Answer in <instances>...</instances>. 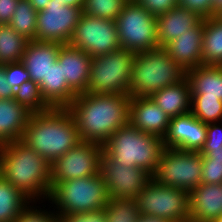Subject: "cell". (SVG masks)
Wrapping results in <instances>:
<instances>
[{"label": "cell", "mask_w": 222, "mask_h": 222, "mask_svg": "<svg viewBox=\"0 0 222 222\" xmlns=\"http://www.w3.org/2000/svg\"><path fill=\"white\" fill-rule=\"evenodd\" d=\"M178 5L199 14L204 19L212 17V0H178Z\"/></svg>", "instance_id": "f35d334b"}, {"label": "cell", "mask_w": 222, "mask_h": 222, "mask_svg": "<svg viewBox=\"0 0 222 222\" xmlns=\"http://www.w3.org/2000/svg\"><path fill=\"white\" fill-rule=\"evenodd\" d=\"M29 202L24 194L0 176V222H14Z\"/></svg>", "instance_id": "4316f807"}, {"label": "cell", "mask_w": 222, "mask_h": 222, "mask_svg": "<svg viewBox=\"0 0 222 222\" xmlns=\"http://www.w3.org/2000/svg\"><path fill=\"white\" fill-rule=\"evenodd\" d=\"M21 140L50 164L81 142L76 123L66 108L31 114Z\"/></svg>", "instance_id": "3957f363"}, {"label": "cell", "mask_w": 222, "mask_h": 222, "mask_svg": "<svg viewBox=\"0 0 222 222\" xmlns=\"http://www.w3.org/2000/svg\"><path fill=\"white\" fill-rule=\"evenodd\" d=\"M202 154L164 148L152 179L159 184L190 192L201 184Z\"/></svg>", "instance_id": "30bf717a"}, {"label": "cell", "mask_w": 222, "mask_h": 222, "mask_svg": "<svg viewBox=\"0 0 222 222\" xmlns=\"http://www.w3.org/2000/svg\"><path fill=\"white\" fill-rule=\"evenodd\" d=\"M29 205V206H28ZM14 220V222H59V216L49 210L35 209L30 202ZM55 213V214H54Z\"/></svg>", "instance_id": "836d02e7"}, {"label": "cell", "mask_w": 222, "mask_h": 222, "mask_svg": "<svg viewBox=\"0 0 222 222\" xmlns=\"http://www.w3.org/2000/svg\"><path fill=\"white\" fill-rule=\"evenodd\" d=\"M19 0H0V24H8Z\"/></svg>", "instance_id": "60d3db41"}, {"label": "cell", "mask_w": 222, "mask_h": 222, "mask_svg": "<svg viewBox=\"0 0 222 222\" xmlns=\"http://www.w3.org/2000/svg\"><path fill=\"white\" fill-rule=\"evenodd\" d=\"M59 222H107L105 208L96 211L58 215Z\"/></svg>", "instance_id": "8d00e7d4"}, {"label": "cell", "mask_w": 222, "mask_h": 222, "mask_svg": "<svg viewBox=\"0 0 222 222\" xmlns=\"http://www.w3.org/2000/svg\"><path fill=\"white\" fill-rule=\"evenodd\" d=\"M155 17L172 10L178 5V0H135Z\"/></svg>", "instance_id": "74e56055"}, {"label": "cell", "mask_w": 222, "mask_h": 222, "mask_svg": "<svg viewBox=\"0 0 222 222\" xmlns=\"http://www.w3.org/2000/svg\"><path fill=\"white\" fill-rule=\"evenodd\" d=\"M5 75L7 84L13 89H17L23 83L31 81L26 67L21 62L5 65Z\"/></svg>", "instance_id": "e575fe53"}, {"label": "cell", "mask_w": 222, "mask_h": 222, "mask_svg": "<svg viewBox=\"0 0 222 222\" xmlns=\"http://www.w3.org/2000/svg\"><path fill=\"white\" fill-rule=\"evenodd\" d=\"M150 98L170 117L191 111V90L188 79L153 93Z\"/></svg>", "instance_id": "cb8c5ba5"}, {"label": "cell", "mask_w": 222, "mask_h": 222, "mask_svg": "<svg viewBox=\"0 0 222 222\" xmlns=\"http://www.w3.org/2000/svg\"><path fill=\"white\" fill-rule=\"evenodd\" d=\"M201 183L222 184V161L202 160Z\"/></svg>", "instance_id": "d590c367"}, {"label": "cell", "mask_w": 222, "mask_h": 222, "mask_svg": "<svg viewBox=\"0 0 222 222\" xmlns=\"http://www.w3.org/2000/svg\"><path fill=\"white\" fill-rule=\"evenodd\" d=\"M139 214L169 222H190L189 192L156 183L152 178L137 195Z\"/></svg>", "instance_id": "9c48e42d"}, {"label": "cell", "mask_w": 222, "mask_h": 222, "mask_svg": "<svg viewBox=\"0 0 222 222\" xmlns=\"http://www.w3.org/2000/svg\"><path fill=\"white\" fill-rule=\"evenodd\" d=\"M130 98L123 94L77 95L66 109L76 123L81 141L103 146L117 129L126 126Z\"/></svg>", "instance_id": "6da1fadb"}, {"label": "cell", "mask_w": 222, "mask_h": 222, "mask_svg": "<svg viewBox=\"0 0 222 222\" xmlns=\"http://www.w3.org/2000/svg\"><path fill=\"white\" fill-rule=\"evenodd\" d=\"M31 114L14 99H0V145L21 140Z\"/></svg>", "instance_id": "7402d4cb"}, {"label": "cell", "mask_w": 222, "mask_h": 222, "mask_svg": "<svg viewBox=\"0 0 222 222\" xmlns=\"http://www.w3.org/2000/svg\"><path fill=\"white\" fill-rule=\"evenodd\" d=\"M62 44L43 41H29L21 63L26 67L31 81L38 85L46 78L50 67L56 63Z\"/></svg>", "instance_id": "ffe728a7"}, {"label": "cell", "mask_w": 222, "mask_h": 222, "mask_svg": "<svg viewBox=\"0 0 222 222\" xmlns=\"http://www.w3.org/2000/svg\"><path fill=\"white\" fill-rule=\"evenodd\" d=\"M50 165L22 140L0 145V176L31 203L49 197L52 183Z\"/></svg>", "instance_id": "7a4b0ae2"}, {"label": "cell", "mask_w": 222, "mask_h": 222, "mask_svg": "<svg viewBox=\"0 0 222 222\" xmlns=\"http://www.w3.org/2000/svg\"><path fill=\"white\" fill-rule=\"evenodd\" d=\"M191 97L222 101V66L201 65L187 71Z\"/></svg>", "instance_id": "603a6c76"}, {"label": "cell", "mask_w": 222, "mask_h": 222, "mask_svg": "<svg viewBox=\"0 0 222 222\" xmlns=\"http://www.w3.org/2000/svg\"><path fill=\"white\" fill-rule=\"evenodd\" d=\"M129 123L144 133L163 139L169 128L170 117L150 97H131Z\"/></svg>", "instance_id": "2e32d148"}, {"label": "cell", "mask_w": 222, "mask_h": 222, "mask_svg": "<svg viewBox=\"0 0 222 222\" xmlns=\"http://www.w3.org/2000/svg\"><path fill=\"white\" fill-rule=\"evenodd\" d=\"M82 13V8L50 0L44 10L37 12L36 41L68 44Z\"/></svg>", "instance_id": "4fadbf2b"}, {"label": "cell", "mask_w": 222, "mask_h": 222, "mask_svg": "<svg viewBox=\"0 0 222 222\" xmlns=\"http://www.w3.org/2000/svg\"><path fill=\"white\" fill-rule=\"evenodd\" d=\"M220 123L219 125L217 122L206 124V140L203 147L222 146V124Z\"/></svg>", "instance_id": "ab89813d"}, {"label": "cell", "mask_w": 222, "mask_h": 222, "mask_svg": "<svg viewBox=\"0 0 222 222\" xmlns=\"http://www.w3.org/2000/svg\"><path fill=\"white\" fill-rule=\"evenodd\" d=\"M109 194L101 174L51 185L49 202L55 204L57 215L96 211L105 208Z\"/></svg>", "instance_id": "8992f818"}, {"label": "cell", "mask_w": 222, "mask_h": 222, "mask_svg": "<svg viewBox=\"0 0 222 222\" xmlns=\"http://www.w3.org/2000/svg\"><path fill=\"white\" fill-rule=\"evenodd\" d=\"M187 70L163 48L136 53L133 59L130 97H150L161 89L182 82Z\"/></svg>", "instance_id": "5b68a950"}, {"label": "cell", "mask_w": 222, "mask_h": 222, "mask_svg": "<svg viewBox=\"0 0 222 222\" xmlns=\"http://www.w3.org/2000/svg\"><path fill=\"white\" fill-rule=\"evenodd\" d=\"M59 1L60 4L82 8L84 7L85 0H56Z\"/></svg>", "instance_id": "ee69618b"}, {"label": "cell", "mask_w": 222, "mask_h": 222, "mask_svg": "<svg viewBox=\"0 0 222 222\" xmlns=\"http://www.w3.org/2000/svg\"><path fill=\"white\" fill-rule=\"evenodd\" d=\"M102 153V145L81 141L51 163V185L99 174Z\"/></svg>", "instance_id": "7c38bea8"}, {"label": "cell", "mask_w": 222, "mask_h": 222, "mask_svg": "<svg viewBox=\"0 0 222 222\" xmlns=\"http://www.w3.org/2000/svg\"><path fill=\"white\" fill-rule=\"evenodd\" d=\"M202 65L222 66V20L217 15L204 19Z\"/></svg>", "instance_id": "484cf974"}, {"label": "cell", "mask_w": 222, "mask_h": 222, "mask_svg": "<svg viewBox=\"0 0 222 222\" xmlns=\"http://www.w3.org/2000/svg\"><path fill=\"white\" fill-rule=\"evenodd\" d=\"M200 153L202 160H220L222 161V146L202 147Z\"/></svg>", "instance_id": "7bdbcfd3"}, {"label": "cell", "mask_w": 222, "mask_h": 222, "mask_svg": "<svg viewBox=\"0 0 222 222\" xmlns=\"http://www.w3.org/2000/svg\"><path fill=\"white\" fill-rule=\"evenodd\" d=\"M190 222H212L222 215V184L201 183L189 192Z\"/></svg>", "instance_id": "d6986e66"}, {"label": "cell", "mask_w": 222, "mask_h": 222, "mask_svg": "<svg viewBox=\"0 0 222 222\" xmlns=\"http://www.w3.org/2000/svg\"><path fill=\"white\" fill-rule=\"evenodd\" d=\"M115 22L121 48L135 54L159 48L157 19L137 1H127Z\"/></svg>", "instance_id": "ba28073f"}, {"label": "cell", "mask_w": 222, "mask_h": 222, "mask_svg": "<svg viewBox=\"0 0 222 222\" xmlns=\"http://www.w3.org/2000/svg\"><path fill=\"white\" fill-rule=\"evenodd\" d=\"M159 48L196 27L204 18L180 5L156 17Z\"/></svg>", "instance_id": "44dd1931"}, {"label": "cell", "mask_w": 222, "mask_h": 222, "mask_svg": "<svg viewBox=\"0 0 222 222\" xmlns=\"http://www.w3.org/2000/svg\"><path fill=\"white\" fill-rule=\"evenodd\" d=\"M37 11L29 0H19L14 15L8 23L17 33L27 40H36Z\"/></svg>", "instance_id": "f1b7e54d"}, {"label": "cell", "mask_w": 222, "mask_h": 222, "mask_svg": "<svg viewBox=\"0 0 222 222\" xmlns=\"http://www.w3.org/2000/svg\"><path fill=\"white\" fill-rule=\"evenodd\" d=\"M212 222H222V215L219 218L213 220Z\"/></svg>", "instance_id": "c3c4849f"}, {"label": "cell", "mask_w": 222, "mask_h": 222, "mask_svg": "<svg viewBox=\"0 0 222 222\" xmlns=\"http://www.w3.org/2000/svg\"><path fill=\"white\" fill-rule=\"evenodd\" d=\"M217 16L222 20V11L218 13Z\"/></svg>", "instance_id": "681fc988"}, {"label": "cell", "mask_w": 222, "mask_h": 222, "mask_svg": "<svg viewBox=\"0 0 222 222\" xmlns=\"http://www.w3.org/2000/svg\"><path fill=\"white\" fill-rule=\"evenodd\" d=\"M203 33L204 19L196 27L190 28L187 33L166 44L163 49L187 71L201 66Z\"/></svg>", "instance_id": "ac0fdd59"}, {"label": "cell", "mask_w": 222, "mask_h": 222, "mask_svg": "<svg viewBox=\"0 0 222 222\" xmlns=\"http://www.w3.org/2000/svg\"><path fill=\"white\" fill-rule=\"evenodd\" d=\"M28 42L9 24H0V65L20 62Z\"/></svg>", "instance_id": "83f0119b"}, {"label": "cell", "mask_w": 222, "mask_h": 222, "mask_svg": "<svg viewBox=\"0 0 222 222\" xmlns=\"http://www.w3.org/2000/svg\"><path fill=\"white\" fill-rule=\"evenodd\" d=\"M107 222H137L140 214L135 199L110 198L105 206Z\"/></svg>", "instance_id": "4dcf8cb0"}, {"label": "cell", "mask_w": 222, "mask_h": 222, "mask_svg": "<svg viewBox=\"0 0 222 222\" xmlns=\"http://www.w3.org/2000/svg\"><path fill=\"white\" fill-rule=\"evenodd\" d=\"M50 0H29L33 8L38 12L45 9Z\"/></svg>", "instance_id": "f6af8a7d"}, {"label": "cell", "mask_w": 222, "mask_h": 222, "mask_svg": "<svg viewBox=\"0 0 222 222\" xmlns=\"http://www.w3.org/2000/svg\"><path fill=\"white\" fill-rule=\"evenodd\" d=\"M222 11V0H212V17Z\"/></svg>", "instance_id": "7dc6e473"}, {"label": "cell", "mask_w": 222, "mask_h": 222, "mask_svg": "<svg viewBox=\"0 0 222 222\" xmlns=\"http://www.w3.org/2000/svg\"><path fill=\"white\" fill-rule=\"evenodd\" d=\"M100 174L107 187L109 198L136 199L152 176L144 169L114 162L104 151Z\"/></svg>", "instance_id": "5bb4252c"}, {"label": "cell", "mask_w": 222, "mask_h": 222, "mask_svg": "<svg viewBox=\"0 0 222 222\" xmlns=\"http://www.w3.org/2000/svg\"><path fill=\"white\" fill-rule=\"evenodd\" d=\"M127 0H85L83 13L102 19L116 20Z\"/></svg>", "instance_id": "d6a6232c"}, {"label": "cell", "mask_w": 222, "mask_h": 222, "mask_svg": "<svg viewBox=\"0 0 222 222\" xmlns=\"http://www.w3.org/2000/svg\"><path fill=\"white\" fill-rule=\"evenodd\" d=\"M137 222H169V221L157 217L140 215Z\"/></svg>", "instance_id": "bcb514c9"}, {"label": "cell", "mask_w": 222, "mask_h": 222, "mask_svg": "<svg viewBox=\"0 0 222 222\" xmlns=\"http://www.w3.org/2000/svg\"><path fill=\"white\" fill-rule=\"evenodd\" d=\"M14 90L7 84L5 65H0V99H13Z\"/></svg>", "instance_id": "b9f144b4"}, {"label": "cell", "mask_w": 222, "mask_h": 222, "mask_svg": "<svg viewBox=\"0 0 222 222\" xmlns=\"http://www.w3.org/2000/svg\"><path fill=\"white\" fill-rule=\"evenodd\" d=\"M13 99L33 113L47 112L52 107L44 100L40 86L33 81L23 83L14 90Z\"/></svg>", "instance_id": "f546056e"}, {"label": "cell", "mask_w": 222, "mask_h": 222, "mask_svg": "<svg viewBox=\"0 0 222 222\" xmlns=\"http://www.w3.org/2000/svg\"><path fill=\"white\" fill-rule=\"evenodd\" d=\"M135 53L120 48L91 57L86 93L129 95Z\"/></svg>", "instance_id": "52a82bcc"}, {"label": "cell", "mask_w": 222, "mask_h": 222, "mask_svg": "<svg viewBox=\"0 0 222 222\" xmlns=\"http://www.w3.org/2000/svg\"><path fill=\"white\" fill-rule=\"evenodd\" d=\"M164 148L161 137L144 133L130 123L117 129L103 145V151L114 162L142 168L151 176Z\"/></svg>", "instance_id": "277c9868"}, {"label": "cell", "mask_w": 222, "mask_h": 222, "mask_svg": "<svg viewBox=\"0 0 222 222\" xmlns=\"http://www.w3.org/2000/svg\"><path fill=\"white\" fill-rule=\"evenodd\" d=\"M68 45L83 50L90 57L116 51L121 48L117 24L115 20L82 13Z\"/></svg>", "instance_id": "8fae6325"}, {"label": "cell", "mask_w": 222, "mask_h": 222, "mask_svg": "<svg viewBox=\"0 0 222 222\" xmlns=\"http://www.w3.org/2000/svg\"><path fill=\"white\" fill-rule=\"evenodd\" d=\"M57 60L61 64L63 78H65L69 88L76 95L86 93L91 57L83 50L65 44L60 47Z\"/></svg>", "instance_id": "e0dca14e"}, {"label": "cell", "mask_w": 222, "mask_h": 222, "mask_svg": "<svg viewBox=\"0 0 222 222\" xmlns=\"http://www.w3.org/2000/svg\"><path fill=\"white\" fill-rule=\"evenodd\" d=\"M44 100L52 108H67L77 96L68 86L60 62L50 67L46 78L39 84Z\"/></svg>", "instance_id": "d4e9b609"}, {"label": "cell", "mask_w": 222, "mask_h": 222, "mask_svg": "<svg viewBox=\"0 0 222 222\" xmlns=\"http://www.w3.org/2000/svg\"><path fill=\"white\" fill-rule=\"evenodd\" d=\"M206 140V124L191 112L170 118L169 128L163 138L165 148L200 152Z\"/></svg>", "instance_id": "9a60e30c"}, {"label": "cell", "mask_w": 222, "mask_h": 222, "mask_svg": "<svg viewBox=\"0 0 222 222\" xmlns=\"http://www.w3.org/2000/svg\"><path fill=\"white\" fill-rule=\"evenodd\" d=\"M190 112L205 124L222 122V101L218 98L191 97Z\"/></svg>", "instance_id": "1f68e13d"}]
</instances>
